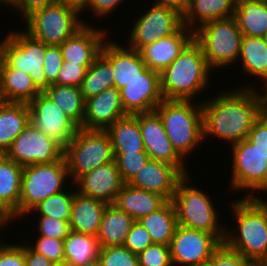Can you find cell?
Returning a JSON list of instances; mask_svg holds the SVG:
<instances>
[{
  "label": "cell",
  "mask_w": 267,
  "mask_h": 266,
  "mask_svg": "<svg viewBox=\"0 0 267 266\" xmlns=\"http://www.w3.org/2000/svg\"><path fill=\"white\" fill-rule=\"evenodd\" d=\"M245 86L221 92L201 102L203 138L216 136L232 144L248 136L255 121L267 109V93Z\"/></svg>",
  "instance_id": "cell-1"
},
{
  "label": "cell",
  "mask_w": 267,
  "mask_h": 266,
  "mask_svg": "<svg viewBox=\"0 0 267 266\" xmlns=\"http://www.w3.org/2000/svg\"><path fill=\"white\" fill-rule=\"evenodd\" d=\"M250 192L231 204L237 234L225 232L223 243L245 258L261 261L267 258V201Z\"/></svg>",
  "instance_id": "cell-2"
},
{
  "label": "cell",
  "mask_w": 267,
  "mask_h": 266,
  "mask_svg": "<svg viewBox=\"0 0 267 266\" xmlns=\"http://www.w3.org/2000/svg\"><path fill=\"white\" fill-rule=\"evenodd\" d=\"M208 67L201 46L193 40L162 72L161 92L164 100H192L209 84Z\"/></svg>",
  "instance_id": "cell-3"
},
{
  "label": "cell",
  "mask_w": 267,
  "mask_h": 266,
  "mask_svg": "<svg viewBox=\"0 0 267 266\" xmlns=\"http://www.w3.org/2000/svg\"><path fill=\"white\" fill-rule=\"evenodd\" d=\"M155 111L159 114L169 141L184 159L203 138L201 103L192 100H163Z\"/></svg>",
  "instance_id": "cell-4"
},
{
  "label": "cell",
  "mask_w": 267,
  "mask_h": 266,
  "mask_svg": "<svg viewBox=\"0 0 267 266\" xmlns=\"http://www.w3.org/2000/svg\"><path fill=\"white\" fill-rule=\"evenodd\" d=\"M189 177L186 175L178 182L171 200L177 225L214 234L223 243L228 228L220 226L217 210L207 192L188 185Z\"/></svg>",
  "instance_id": "cell-5"
},
{
  "label": "cell",
  "mask_w": 267,
  "mask_h": 266,
  "mask_svg": "<svg viewBox=\"0 0 267 266\" xmlns=\"http://www.w3.org/2000/svg\"><path fill=\"white\" fill-rule=\"evenodd\" d=\"M242 38L234 17L207 22L194 31V40L201 46L211 70L236 63Z\"/></svg>",
  "instance_id": "cell-6"
},
{
  "label": "cell",
  "mask_w": 267,
  "mask_h": 266,
  "mask_svg": "<svg viewBox=\"0 0 267 266\" xmlns=\"http://www.w3.org/2000/svg\"><path fill=\"white\" fill-rule=\"evenodd\" d=\"M70 179L65 157L51 163L23 167L19 200V217L27 214L49 196L60 193Z\"/></svg>",
  "instance_id": "cell-7"
},
{
  "label": "cell",
  "mask_w": 267,
  "mask_h": 266,
  "mask_svg": "<svg viewBox=\"0 0 267 266\" xmlns=\"http://www.w3.org/2000/svg\"><path fill=\"white\" fill-rule=\"evenodd\" d=\"M64 157L72 183L86 172L115 160L108 133L83 128H78L64 148Z\"/></svg>",
  "instance_id": "cell-8"
},
{
  "label": "cell",
  "mask_w": 267,
  "mask_h": 266,
  "mask_svg": "<svg viewBox=\"0 0 267 266\" xmlns=\"http://www.w3.org/2000/svg\"><path fill=\"white\" fill-rule=\"evenodd\" d=\"M45 53L46 45L26 31H9L0 42V59L8 67L29 74L41 92L51 85L43 68Z\"/></svg>",
  "instance_id": "cell-9"
},
{
  "label": "cell",
  "mask_w": 267,
  "mask_h": 266,
  "mask_svg": "<svg viewBox=\"0 0 267 266\" xmlns=\"http://www.w3.org/2000/svg\"><path fill=\"white\" fill-rule=\"evenodd\" d=\"M79 16L75 10L57 2L29 16L23 31L47 46H59L87 24Z\"/></svg>",
  "instance_id": "cell-10"
},
{
  "label": "cell",
  "mask_w": 267,
  "mask_h": 266,
  "mask_svg": "<svg viewBox=\"0 0 267 266\" xmlns=\"http://www.w3.org/2000/svg\"><path fill=\"white\" fill-rule=\"evenodd\" d=\"M221 244L214 234L177 225L169 245L172 265L208 266Z\"/></svg>",
  "instance_id": "cell-11"
},
{
  "label": "cell",
  "mask_w": 267,
  "mask_h": 266,
  "mask_svg": "<svg viewBox=\"0 0 267 266\" xmlns=\"http://www.w3.org/2000/svg\"><path fill=\"white\" fill-rule=\"evenodd\" d=\"M231 145V190L267 192V156L253 148L246 139Z\"/></svg>",
  "instance_id": "cell-12"
},
{
  "label": "cell",
  "mask_w": 267,
  "mask_h": 266,
  "mask_svg": "<svg viewBox=\"0 0 267 266\" xmlns=\"http://www.w3.org/2000/svg\"><path fill=\"white\" fill-rule=\"evenodd\" d=\"M4 155L24 167L61 160L64 157V148L29 124L13 141Z\"/></svg>",
  "instance_id": "cell-13"
},
{
  "label": "cell",
  "mask_w": 267,
  "mask_h": 266,
  "mask_svg": "<svg viewBox=\"0 0 267 266\" xmlns=\"http://www.w3.org/2000/svg\"><path fill=\"white\" fill-rule=\"evenodd\" d=\"M182 25V15L176 10L153 4L132 26L127 47L139 51L157 39L174 34Z\"/></svg>",
  "instance_id": "cell-14"
},
{
  "label": "cell",
  "mask_w": 267,
  "mask_h": 266,
  "mask_svg": "<svg viewBox=\"0 0 267 266\" xmlns=\"http://www.w3.org/2000/svg\"><path fill=\"white\" fill-rule=\"evenodd\" d=\"M28 106L30 124L65 148L79 127L44 92L38 94Z\"/></svg>",
  "instance_id": "cell-15"
},
{
  "label": "cell",
  "mask_w": 267,
  "mask_h": 266,
  "mask_svg": "<svg viewBox=\"0 0 267 266\" xmlns=\"http://www.w3.org/2000/svg\"><path fill=\"white\" fill-rule=\"evenodd\" d=\"M138 123L145 151L151 160L175 166L184 176L188 175L184 159L173 148L156 111L138 113Z\"/></svg>",
  "instance_id": "cell-16"
},
{
  "label": "cell",
  "mask_w": 267,
  "mask_h": 266,
  "mask_svg": "<svg viewBox=\"0 0 267 266\" xmlns=\"http://www.w3.org/2000/svg\"><path fill=\"white\" fill-rule=\"evenodd\" d=\"M121 102L127 115L155 111L164 100L160 73L148 67L128 85L120 89Z\"/></svg>",
  "instance_id": "cell-17"
},
{
  "label": "cell",
  "mask_w": 267,
  "mask_h": 266,
  "mask_svg": "<svg viewBox=\"0 0 267 266\" xmlns=\"http://www.w3.org/2000/svg\"><path fill=\"white\" fill-rule=\"evenodd\" d=\"M125 116L127 114L123 109L120 90L113 86L85 100L82 128L106 130Z\"/></svg>",
  "instance_id": "cell-18"
},
{
  "label": "cell",
  "mask_w": 267,
  "mask_h": 266,
  "mask_svg": "<svg viewBox=\"0 0 267 266\" xmlns=\"http://www.w3.org/2000/svg\"><path fill=\"white\" fill-rule=\"evenodd\" d=\"M82 195L114 204L124 182L114 161L100 165L81 175L74 183Z\"/></svg>",
  "instance_id": "cell-19"
},
{
  "label": "cell",
  "mask_w": 267,
  "mask_h": 266,
  "mask_svg": "<svg viewBox=\"0 0 267 266\" xmlns=\"http://www.w3.org/2000/svg\"><path fill=\"white\" fill-rule=\"evenodd\" d=\"M184 175L166 162L149 160L128 182L129 185L157 193L171 201L178 182Z\"/></svg>",
  "instance_id": "cell-20"
},
{
  "label": "cell",
  "mask_w": 267,
  "mask_h": 266,
  "mask_svg": "<svg viewBox=\"0 0 267 266\" xmlns=\"http://www.w3.org/2000/svg\"><path fill=\"white\" fill-rule=\"evenodd\" d=\"M194 40V31L182 25L174 34L143 46L139 53L146 66L162 72Z\"/></svg>",
  "instance_id": "cell-21"
},
{
  "label": "cell",
  "mask_w": 267,
  "mask_h": 266,
  "mask_svg": "<svg viewBox=\"0 0 267 266\" xmlns=\"http://www.w3.org/2000/svg\"><path fill=\"white\" fill-rule=\"evenodd\" d=\"M106 32L85 24L74 35L59 45L63 61L79 65H92L106 42Z\"/></svg>",
  "instance_id": "cell-22"
},
{
  "label": "cell",
  "mask_w": 267,
  "mask_h": 266,
  "mask_svg": "<svg viewBox=\"0 0 267 266\" xmlns=\"http://www.w3.org/2000/svg\"><path fill=\"white\" fill-rule=\"evenodd\" d=\"M126 48L112 41L104 42L100 52L113 67L114 86L118 90L140 77L147 68L139 51Z\"/></svg>",
  "instance_id": "cell-23"
},
{
  "label": "cell",
  "mask_w": 267,
  "mask_h": 266,
  "mask_svg": "<svg viewBox=\"0 0 267 266\" xmlns=\"http://www.w3.org/2000/svg\"><path fill=\"white\" fill-rule=\"evenodd\" d=\"M107 203L75 191L70 215L71 231L97 236Z\"/></svg>",
  "instance_id": "cell-24"
},
{
  "label": "cell",
  "mask_w": 267,
  "mask_h": 266,
  "mask_svg": "<svg viewBox=\"0 0 267 266\" xmlns=\"http://www.w3.org/2000/svg\"><path fill=\"white\" fill-rule=\"evenodd\" d=\"M40 93L29 74L8 67L0 59V100L2 102L28 104Z\"/></svg>",
  "instance_id": "cell-25"
},
{
  "label": "cell",
  "mask_w": 267,
  "mask_h": 266,
  "mask_svg": "<svg viewBox=\"0 0 267 266\" xmlns=\"http://www.w3.org/2000/svg\"><path fill=\"white\" fill-rule=\"evenodd\" d=\"M166 202L167 200L157 193L138 189L124 183L117 194L114 205L137 221L157 211Z\"/></svg>",
  "instance_id": "cell-26"
},
{
  "label": "cell",
  "mask_w": 267,
  "mask_h": 266,
  "mask_svg": "<svg viewBox=\"0 0 267 266\" xmlns=\"http://www.w3.org/2000/svg\"><path fill=\"white\" fill-rule=\"evenodd\" d=\"M22 172V166L0 154V208L11 220L19 218Z\"/></svg>",
  "instance_id": "cell-27"
},
{
  "label": "cell",
  "mask_w": 267,
  "mask_h": 266,
  "mask_svg": "<svg viewBox=\"0 0 267 266\" xmlns=\"http://www.w3.org/2000/svg\"><path fill=\"white\" fill-rule=\"evenodd\" d=\"M235 5L236 0H189L182 24L195 31L207 22L234 17Z\"/></svg>",
  "instance_id": "cell-28"
},
{
  "label": "cell",
  "mask_w": 267,
  "mask_h": 266,
  "mask_svg": "<svg viewBox=\"0 0 267 266\" xmlns=\"http://www.w3.org/2000/svg\"><path fill=\"white\" fill-rule=\"evenodd\" d=\"M30 124L27 103L0 102V154H4L13 141Z\"/></svg>",
  "instance_id": "cell-29"
},
{
  "label": "cell",
  "mask_w": 267,
  "mask_h": 266,
  "mask_svg": "<svg viewBox=\"0 0 267 266\" xmlns=\"http://www.w3.org/2000/svg\"><path fill=\"white\" fill-rule=\"evenodd\" d=\"M135 220L114 204L105 208L97 239L100 247L122 246Z\"/></svg>",
  "instance_id": "cell-30"
},
{
  "label": "cell",
  "mask_w": 267,
  "mask_h": 266,
  "mask_svg": "<svg viewBox=\"0 0 267 266\" xmlns=\"http://www.w3.org/2000/svg\"><path fill=\"white\" fill-rule=\"evenodd\" d=\"M234 18L243 36L262 38L267 32V0H236Z\"/></svg>",
  "instance_id": "cell-31"
},
{
  "label": "cell",
  "mask_w": 267,
  "mask_h": 266,
  "mask_svg": "<svg viewBox=\"0 0 267 266\" xmlns=\"http://www.w3.org/2000/svg\"><path fill=\"white\" fill-rule=\"evenodd\" d=\"M114 153L146 152L138 123V114L127 115L105 130Z\"/></svg>",
  "instance_id": "cell-32"
},
{
  "label": "cell",
  "mask_w": 267,
  "mask_h": 266,
  "mask_svg": "<svg viewBox=\"0 0 267 266\" xmlns=\"http://www.w3.org/2000/svg\"><path fill=\"white\" fill-rule=\"evenodd\" d=\"M100 252L96 236L70 231L64 239V262L75 266H97Z\"/></svg>",
  "instance_id": "cell-33"
},
{
  "label": "cell",
  "mask_w": 267,
  "mask_h": 266,
  "mask_svg": "<svg viewBox=\"0 0 267 266\" xmlns=\"http://www.w3.org/2000/svg\"><path fill=\"white\" fill-rule=\"evenodd\" d=\"M137 221L148 231L154 244L170 245L177 226L176 211L172 201H167L157 211Z\"/></svg>",
  "instance_id": "cell-34"
},
{
  "label": "cell",
  "mask_w": 267,
  "mask_h": 266,
  "mask_svg": "<svg viewBox=\"0 0 267 266\" xmlns=\"http://www.w3.org/2000/svg\"><path fill=\"white\" fill-rule=\"evenodd\" d=\"M238 60L246 74L264 80L267 91V45L263 38L243 36Z\"/></svg>",
  "instance_id": "cell-35"
},
{
  "label": "cell",
  "mask_w": 267,
  "mask_h": 266,
  "mask_svg": "<svg viewBox=\"0 0 267 266\" xmlns=\"http://www.w3.org/2000/svg\"><path fill=\"white\" fill-rule=\"evenodd\" d=\"M44 93L62 109L79 128H82L84 120L85 100L80 87L69 85L51 84Z\"/></svg>",
  "instance_id": "cell-36"
},
{
  "label": "cell",
  "mask_w": 267,
  "mask_h": 266,
  "mask_svg": "<svg viewBox=\"0 0 267 266\" xmlns=\"http://www.w3.org/2000/svg\"><path fill=\"white\" fill-rule=\"evenodd\" d=\"M112 65L100 54L87 69L80 89L83 99L99 95L107 88L114 86Z\"/></svg>",
  "instance_id": "cell-37"
},
{
  "label": "cell",
  "mask_w": 267,
  "mask_h": 266,
  "mask_svg": "<svg viewBox=\"0 0 267 266\" xmlns=\"http://www.w3.org/2000/svg\"><path fill=\"white\" fill-rule=\"evenodd\" d=\"M74 194V191L69 193L67 190H64L60 193L49 196L44 201L36 205L28 214L30 215L31 213L34 215L32 211H37L39 216H49L69 221Z\"/></svg>",
  "instance_id": "cell-38"
},
{
  "label": "cell",
  "mask_w": 267,
  "mask_h": 266,
  "mask_svg": "<svg viewBox=\"0 0 267 266\" xmlns=\"http://www.w3.org/2000/svg\"><path fill=\"white\" fill-rule=\"evenodd\" d=\"M97 266H139L138 255L123 245L100 247Z\"/></svg>",
  "instance_id": "cell-39"
},
{
  "label": "cell",
  "mask_w": 267,
  "mask_h": 266,
  "mask_svg": "<svg viewBox=\"0 0 267 266\" xmlns=\"http://www.w3.org/2000/svg\"><path fill=\"white\" fill-rule=\"evenodd\" d=\"M121 179L128 183L150 160L147 152L114 153Z\"/></svg>",
  "instance_id": "cell-40"
},
{
  "label": "cell",
  "mask_w": 267,
  "mask_h": 266,
  "mask_svg": "<svg viewBox=\"0 0 267 266\" xmlns=\"http://www.w3.org/2000/svg\"><path fill=\"white\" fill-rule=\"evenodd\" d=\"M28 247L56 265L64 263V240L39 235L36 243Z\"/></svg>",
  "instance_id": "cell-41"
},
{
  "label": "cell",
  "mask_w": 267,
  "mask_h": 266,
  "mask_svg": "<svg viewBox=\"0 0 267 266\" xmlns=\"http://www.w3.org/2000/svg\"><path fill=\"white\" fill-rule=\"evenodd\" d=\"M139 266H173L168 245L152 244L138 254Z\"/></svg>",
  "instance_id": "cell-42"
},
{
  "label": "cell",
  "mask_w": 267,
  "mask_h": 266,
  "mask_svg": "<svg viewBox=\"0 0 267 266\" xmlns=\"http://www.w3.org/2000/svg\"><path fill=\"white\" fill-rule=\"evenodd\" d=\"M39 218L37 228L40 236L64 240L71 231L69 221L49 216H38Z\"/></svg>",
  "instance_id": "cell-43"
},
{
  "label": "cell",
  "mask_w": 267,
  "mask_h": 266,
  "mask_svg": "<svg viewBox=\"0 0 267 266\" xmlns=\"http://www.w3.org/2000/svg\"><path fill=\"white\" fill-rule=\"evenodd\" d=\"M251 261L222 243L213 252L208 266H250Z\"/></svg>",
  "instance_id": "cell-44"
},
{
  "label": "cell",
  "mask_w": 267,
  "mask_h": 266,
  "mask_svg": "<svg viewBox=\"0 0 267 266\" xmlns=\"http://www.w3.org/2000/svg\"><path fill=\"white\" fill-rule=\"evenodd\" d=\"M90 66L63 61V65L59 69L57 80L54 84L80 87Z\"/></svg>",
  "instance_id": "cell-45"
},
{
  "label": "cell",
  "mask_w": 267,
  "mask_h": 266,
  "mask_svg": "<svg viewBox=\"0 0 267 266\" xmlns=\"http://www.w3.org/2000/svg\"><path fill=\"white\" fill-rule=\"evenodd\" d=\"M152 244L154 243L148 231L138 221H135L127 234L123 246L138 255Z\"/></svg>",
  "instance_id": "cell-46"
},
{
  "label": "cell",
  "mask_w": 267,
  "mask_h": 266,
  "mask_svg": "<svg viewBox=\"0 0 267 266\" xmlns=\"http://www.w3.org/2000/svg\"><path fill=\"white\" fill-rule=\"evenodd\" d=\"M246 140L253 148L267 156V109L255 121Z\"/></svg>",
  "instance_id": "cell-47"
},
{
  "label": "cell",
  "mask_w": 267,
  "mask_h": 266,
  "mask_svg": "<svg viewBox=\"0 0 267 266\" xmlns=\"http://www.w3.org/2000/svg\"><path fill=\"white\" fill-rule=\"evenodd\" d=\"M63 65L62 53L59 46L46 45V53L43 60V68L47 75V80L54 84L57 80L59 69Z\"/></svg>",
  "instance_id": "cell-48"
},
{
  "label": "cell",
  "mask_w": 267,
  "mask_h": 266,
  "mask_svg": "<svg viewBox=\"0 0 267 266\" xmlns=\"http://www.w3.org/2000/svg\"><path fill=\"white\" fill-rule=\"evenodd\" d=\"M0 266H26L25 245L2 244L0 246Z\"/></svg>",
  "instance_id": "cell-49"
},
{
  "label": "cell",
  "mask_w": 267,
  "mask_h": 266,
  "mask_svg": "<svg viewBox=\"0 0 267 266\" xmlns=\"http://www.w3.org/2000/svg\"><path fill=\"white\" fill-rule=\"evenodd\" d=\"M55 3H57V0H11L7 6L11 5L26 20L36 11Z\"/></svg>",
  "instance_id": "cell-50"
},
{
  "label": "cell",
  "mask_w": 267,
  "mask_h": 266,
  "mask_svg": "<svg viewBox=\"0 0 267 266\" xmlns=\"http://www.w3.org/2000/svg\"><path fill=\"white\" fill-rule=\"evenodd\" d=\"M123 0H90L87 6V9H90V12L95 13V17H105L112 10H115ZM118 5V6H117ZM106 14V15H105Z\"/></svg>",
  "instance_id": "cell-51"
},
{
  "label": "cell",
  "mask_w": 267,
  "mask_h": 266,
  "mask_svg": "<svg viewBox=\"0 0 267 266\" xmlns=\"http://www.w3.org/2000/svg\"><path fill=\"white\" fill-rule=\"evenodd\" d=\"M25 260L26 266H57L44 255L31 250L28 245L25 244Z\"/></svg>",
  "instance_id": "cell-52"
},
{
  "label": "cell",
  "mask_w": 267,
  "mask_h": 266,
  "mask_svg": "<svg viewBox=\"0 0 267 266\" xmlns=\"http://www.w3.org/2000/svg\"><path fill=\"white\" fill-rule=\"evenodd\" d=\"M153 4L172 8L183 15L188 7L189 0H155Z\"/></svg>",
  "instance_id": "cell-53"
},
{
  "label": "cell",
  "mask_w": 267,
  "mask_h": 266,
  "mask_svg": "<svg viewBox=\"0 0 267 266\" xmlns=\"http://www.w3.org/2000/svg\"><path fill=\"white\" fill-rule=\"evenodd\" d=\"M90 0H57L58 3L65 5L66 7L75 10L79 14L80 12L85 11Z\"/></svg>",
  "instance_id": "cell-54"
},
{
  "label": "cell",
  "mask_w": 267,
  "mask_h": 266,
  "mask_svg": "<svg viewBox=\"0 0 267 266\" xmlns=\"http://www.w3.org/2000/svg\"><path fill=\"white\" fill-rule=\"evenodd\" d=\"M10 220H11L10 217H0V230L2 229L1 227L6 226L7 223L11 222ZM0 242H2V240ZM2 244L3 243H0V246Z\"/></svg>",
  "instance_id": "cell-55"
},
{
  "label": "cell",
  "mask_w": 267,
  "mask_h": 266,
  "mask_svg": "<svg viewBox=\"0 0 267 266\" xmlns=\"http://www.w3.org/2000/svg\"><path fill=\"white\" fill-rule=\"evenodd\" d=\"M250 266H267V263L265 260L261 261H251Z\"/></svg>",
  "instance_id": "cell-56"
},
{
  "label": "cell",
  "mask_w": 267,
  "mask_h": 266,
  "mask_svg": "<svg viewBox=\"0 0 267 266\" xmlns=\"http://www.w3.org/2000/svg\"><path fill=\"white\" fill-rule=\"evenodd\" d=\"M11 0H0V4L8 5Z\"/></svg>",
  "instance_id": "cell-57"
},
{
  "label": "cell",
  "mask_w": 267,
  "mask_h": 266,
  "mask_svg": "<svg viewBox=\"0 0 267 266\" xmlns=\"http://www.w3.org/2000/svg\"><path fill=\"white\" fill-rule=\"evenodd\" d=\"M0 217H9V216L0 208Z\"/></svg>",
  "instance_id": "cell-58"
},
{
  "label": "cell",
  "mask_w": 267,
  "mask_h": 266,
  "mask_svg": "<svg viewBox=\"0 0 267 266\" xmlns=\"http://www.w3.org/2000/svg\"><path fill=\"white\" fill-rule=\"evenodd\" d=\"M57 266H75V265L64 262V263L57 265Z\"/></svg>",
  "instance_id": "cell-59"
},
{
  "label": "cell",
  "mask_w": 267,
  "mask_h": 266,
  "mask_svg": "<svg viewBox=\"0 0 267 266\" xmlns=\"http://www.w3.org/2000/svg\"><path fill=\"white\" fill-rule=\"evenodd\" d=\"M262 38H263L265 44L267 45V32L265 33V35Z\"/></svg>",
  "instance_id": "cell-60"
}]
</instances>
